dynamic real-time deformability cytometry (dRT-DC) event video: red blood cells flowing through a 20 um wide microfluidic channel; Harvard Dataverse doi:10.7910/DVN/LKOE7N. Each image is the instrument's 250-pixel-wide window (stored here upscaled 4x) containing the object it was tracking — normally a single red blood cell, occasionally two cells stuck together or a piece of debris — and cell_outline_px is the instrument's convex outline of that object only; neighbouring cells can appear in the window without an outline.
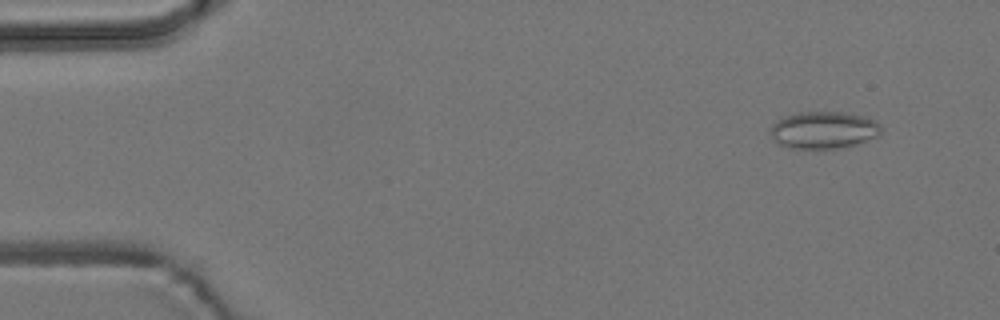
{"species": "common noctule bat (a hibernating species)", "species_latin": "Nyctalus noctula", "temperature_condition": "room temperature", "stored_images_in_passage": 6, "camera_frame_rate_fps": 3000, "um_per_image_px": 0.085, "animal": {"sex": "male", "body_mass_g": 19.2, "forearm_length_mm": 51.8}, "frame": {"image": 1, "passage_image": 2, "time_ms": 1.0, "image_size_px": [1000, 320], "cell_outline_px": [[884, 128], [876, 136], [856, 144], [840, 148], [792, 148], [776, 144], [768, 128], [776, 120], [784, 116], [800, 112], [840, 112], [864, 116], [880, 124]], "centroid_in_image_um": [69.96, 11.05], "position_along_channel_um": 15.0, "area_um2": 23.99}}